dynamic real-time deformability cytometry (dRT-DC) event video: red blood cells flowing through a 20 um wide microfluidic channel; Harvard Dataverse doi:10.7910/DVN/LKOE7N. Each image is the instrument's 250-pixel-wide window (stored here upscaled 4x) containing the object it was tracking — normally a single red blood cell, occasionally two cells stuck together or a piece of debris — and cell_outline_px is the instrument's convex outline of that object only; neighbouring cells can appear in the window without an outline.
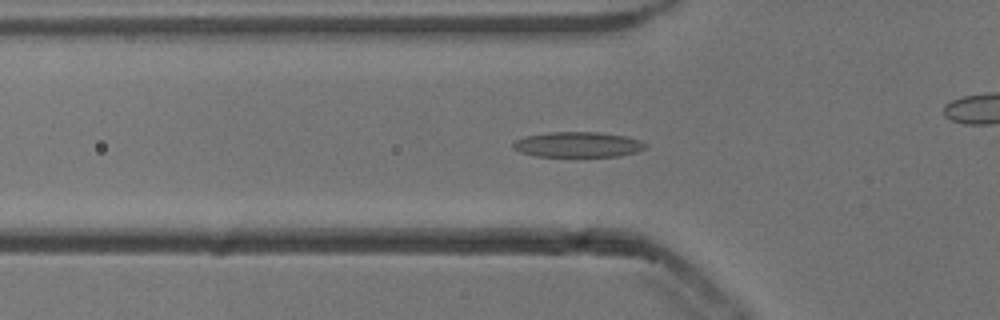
{"species": "common noctule bat (a hibernating species)", "species_latin": "Nyctalus noctula", "temperature_condition": "cold", "stored_images_in_passage": 54, "camera_frame_rate_fps": 3000, "um_per_image_px": 0.085, "animal": {"sex": "male", "body_mass_g": 13.3}, "frame": {"image": 1, "passage_image": 18, "time_ms": 5.667, "image_size_px": [1000, 320], "cell_outline_px": [[648, 144], [644, 148], [636, 152], [620, 156], [536, 156], [520, 152], [512, 148], [512, 144], [516, 140], [524, 136], [548, 132], [600, 132], [624, 136], [640, 140]], "centroid_in_image_um": [49.1, 12.28], "position_along_channel_um": 76.7, "area_um2": 19.54}}
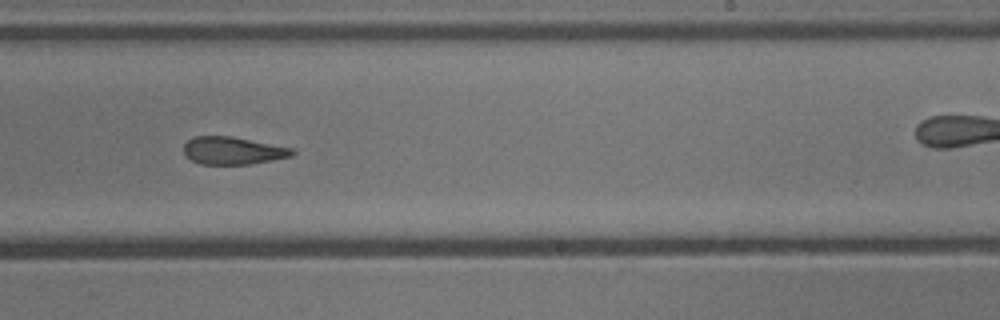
{"frame": {"image": 2, "passage_image": 33, "time_ms": 10.667, "image_size_px": [1000, 320], "cell_outline_px": [[296, 152], [292, 156], [272, 160], [248, 164], [200, 164], [184, 156], [184, 144], [192, 136], [232, 136], [292, 148]], "centroid_in_image_um": [19.76, 12.8], "position_along_channel_um": 269.2, "area_um2": 17.46}}
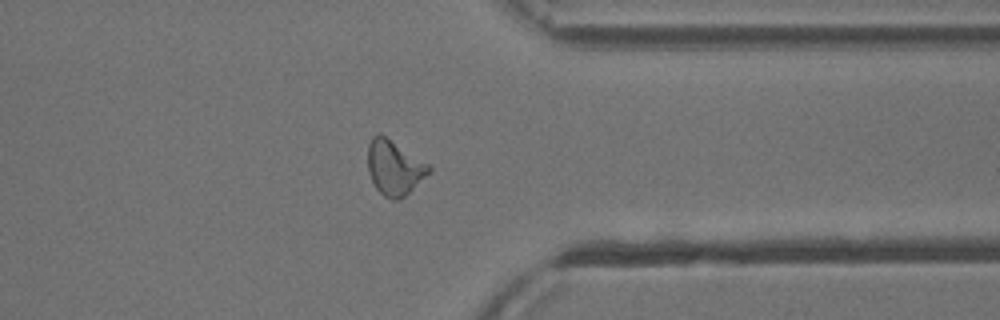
{"frame": {"image": 3, "passage_image": 42, "time_ms": 13.667, "image_size_px": [1000, 320], "cell_outline_px": [[432, 172], [400, 200], [392, 200], [384, 196], [376, 188], [368, 172], [368, 144], [372, 136], [380, 132], [432, 164]], "centroid_in_image_um": [33.56, 14.22], "position_along_channel_um": 377.8, "area_um2": 20.11}, "authors_computed_cell_mechanics": {"area_um2": 19.2185, "velocity_mm_per_s": 3.8352, "shape_relaxation_time_tau1_ms": 6.9177, "shape_relaxation_time_tau2_ms": 5.3477, "deformation_change_tau1": 0.1771, "deformation_change_tau2": 0.1338}}